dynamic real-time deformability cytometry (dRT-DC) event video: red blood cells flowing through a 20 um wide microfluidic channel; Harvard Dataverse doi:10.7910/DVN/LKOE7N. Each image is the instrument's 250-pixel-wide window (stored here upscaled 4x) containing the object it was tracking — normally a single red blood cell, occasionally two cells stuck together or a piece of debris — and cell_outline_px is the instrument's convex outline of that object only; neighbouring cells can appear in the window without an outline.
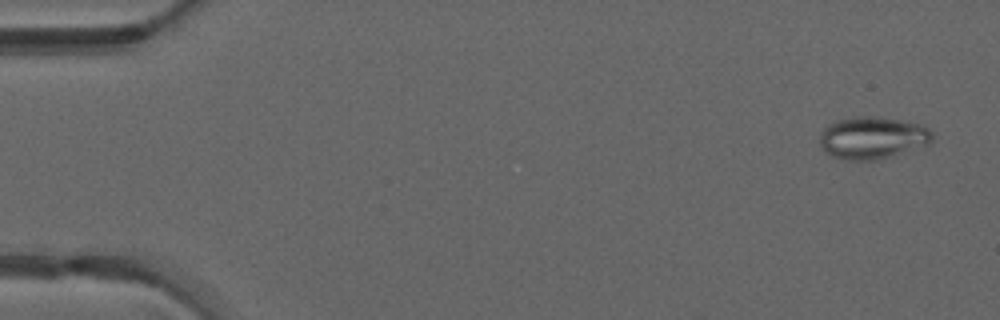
{"species": "common noctule bat (a hibernating species)", "species_latin": "Nyctalus noctula", "temperature_condition": "warm", "stored_images_in_passage": 15, "camera_frame_rate_fps": 3000, "um_per_image_px": 0.085, "animal": {"sex": "male", "forearm_length_mm": 52.5}, "frame": {"image": 1, "passage_image": 3, "time_ms": 0.667, "image_size_px": [1000, 320], "cell_outline_px": [[932, 140], [928, 144], [892, 156], [876, 160], [844, 160], [832, 156], [820, 144], [820, 132], [828, 124], [836, 120], [856, 116], [872, 116], [900, 120], [920, 124], [928, 128], [932, 132]], "centroid_in_image_um": [74.15, 11.71], "position_along_channel_um": 10.9, "area_um2": 27.63}}